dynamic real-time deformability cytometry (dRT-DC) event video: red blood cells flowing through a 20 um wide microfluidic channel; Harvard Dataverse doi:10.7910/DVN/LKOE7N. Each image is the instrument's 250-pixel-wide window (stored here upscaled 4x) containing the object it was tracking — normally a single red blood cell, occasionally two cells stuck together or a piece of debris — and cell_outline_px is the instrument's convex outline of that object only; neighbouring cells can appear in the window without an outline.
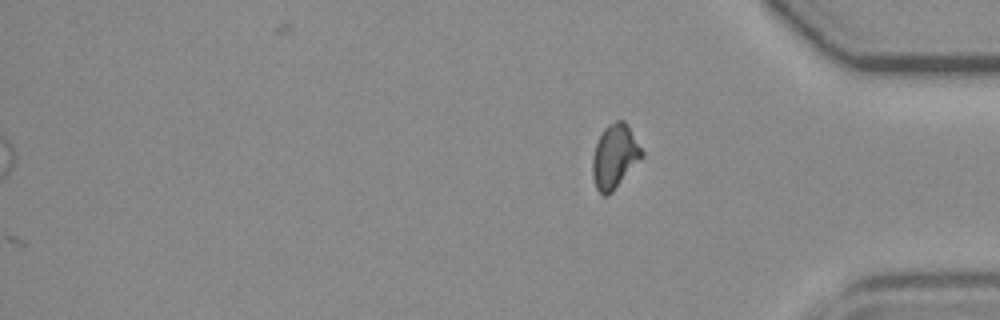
{"species": "common noctule bat (a hibernating species)", "species_latin": "Nyctalus noctula", "temperature_condition": "room temperature", "stored_images_in_passage": 46, "camera_frame_rate_fps": 3000, "um_per_image_px": 0.085, "animal": {"sex": "female", "body_mass_g": 19.3, "forearm_length_mm": 54.1}, "frame": {"image": 1, "passage_image": 46, "time_ms": 15.0, "image_size_px": [1000, 320], "cell_outline_px": [[644, 156], [612, 192], [608, 196], [604, 196], [596, 188], [592, 176], [592, 156], [596, 144], [604, 128], [608, 124], [616, 120], [624, 120], [628, 124], [644, 152]], "centroid_in_image_um": [52.26, 13.29], "position_along_channel_um": 382.9, "area_um2": 18.55}}